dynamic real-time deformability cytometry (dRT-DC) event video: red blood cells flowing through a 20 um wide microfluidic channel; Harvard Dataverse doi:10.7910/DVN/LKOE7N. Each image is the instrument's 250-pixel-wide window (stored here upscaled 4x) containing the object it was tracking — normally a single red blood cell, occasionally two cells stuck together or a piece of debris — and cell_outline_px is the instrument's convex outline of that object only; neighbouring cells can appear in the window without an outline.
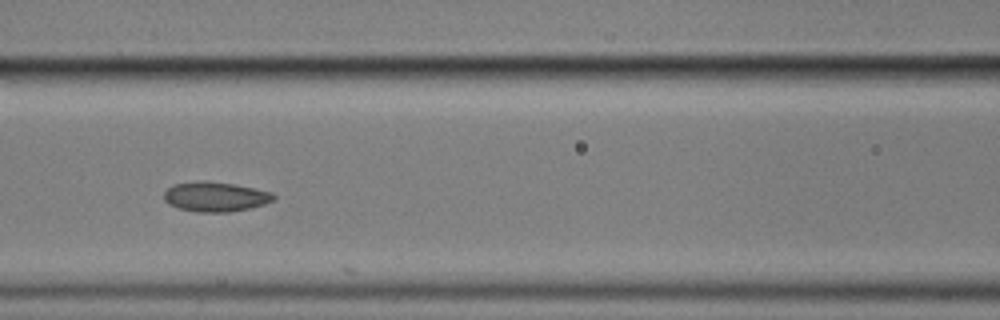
{"species": "common noctule bat (a hibernating species)", "species_latin": "Nyctalus noctula", "temperature_condition": "cold", "stored_images_in_passage": 9, "camera_frame_rate_fps": 3000, "um_per_image_px": 0.085, "animal": {"sex": "male", "body_mass_g": 17.9}, "frame": {"image": 1, "passage_image": 7, "time_ms": 8.0, "image_size_px": [1000, 320], "cell_outline_px": [[276, 196], [272, 200], [264, 204], [252, 208], [228, 212], [196, 212], [180, 208], [168, 204], [164, 200], [164, 192], [172, 184], [200, 180], [204, 180], [236, 184], [272, 192]], "centroid_in_image_um": [18.29, 16.71], "position_along_channel_um": 148.3, "area_um2": 19.19}}
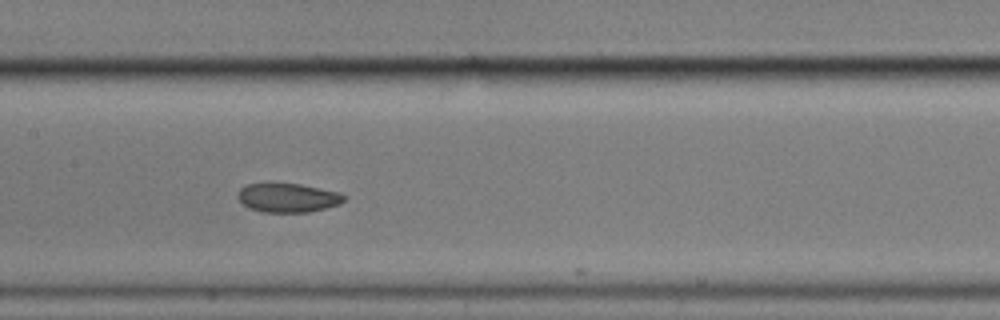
{"frame": {"image": 2, "passage_image": 8, "time_ms": 9.0, "image_size_px": [1000, 320], "cell_outline_px": [[348, 196], [340, 204], [308, 212], [264, 212], [248, 208], [236, 196], [240, 188], [248, 184], [300, 184], [340, 192]], "centroid_in_image_um": [24.49, 16.81], "position_along_channel_um": 182.9, "area_um2": 17.86}}